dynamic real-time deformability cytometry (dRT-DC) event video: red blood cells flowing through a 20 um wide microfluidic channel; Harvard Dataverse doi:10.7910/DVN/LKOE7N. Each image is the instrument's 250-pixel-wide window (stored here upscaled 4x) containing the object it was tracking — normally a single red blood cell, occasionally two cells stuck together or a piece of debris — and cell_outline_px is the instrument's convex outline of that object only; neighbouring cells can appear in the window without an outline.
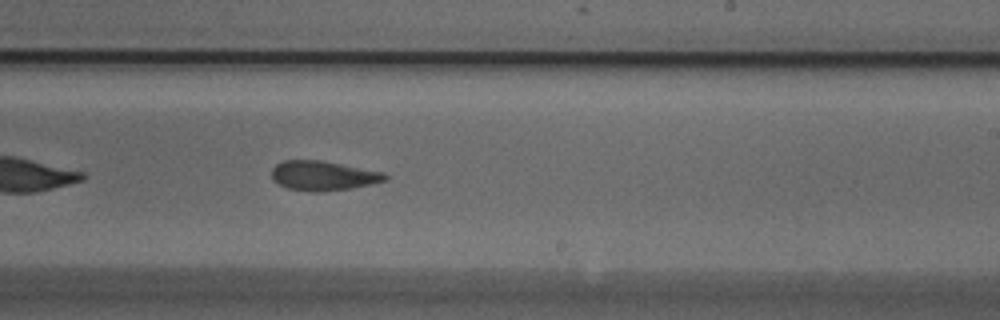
{"species": "Egyptian fruit bat (a non-hibernating species)", "species_latin": "Rousettus aegyptiacus", "temperature_condition": "cold", "stored_images_in_passage": 39, "camera_frame_rate_fps": 3000, "um_per_image_px": 0.085, "animal": {"sex": "male"}, "frame": {"image": 1, "passage_image": 17, "time_ms": 5.333, "image_size_px": [1000, 320], "cell_outline_px": [[388, 180], [352, 188], [316, 192], [312, 192], [288, 188], [272, 180], [272, 168], [276, 164], [284, 160], [320, 160], [384, 172], [388, 176]], "centroid_in_image_um": [27.47, 14.93], "position_along_channel_um": 261.5, "area_um2": 19.48}}
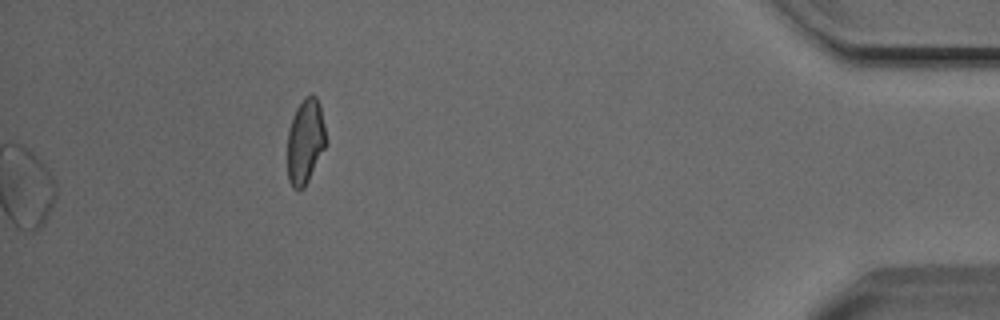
{"frame": {"image": 2, "passage_image": 39, "time_ms": 12.667, "image_size_px": [1000, 320], "cell_outline_px": [[324, 148], [304, 188], [292, 188], [288, 180], [288, 132], [292, 116], [296, 108], [304, 96], [312, 92], [316, 96], [320, 104], [324, 128]], "centroid_in_image_um": [25.92, 11.96], "position_along_channel_um": 409.3, "area_um2": 18.79}, "authors_computed_cell_mechanics": {"area_um2": 19.5942, "velocity_mm_per_s": 3.8236, "shape_relaxation_time_tau1_ms": 3.0445, "shape_relaxation_time_tau2_ms": 3.0994, "deformation_change_tau1": 0.1093, "deformation_change_tau2": 0.1001}}